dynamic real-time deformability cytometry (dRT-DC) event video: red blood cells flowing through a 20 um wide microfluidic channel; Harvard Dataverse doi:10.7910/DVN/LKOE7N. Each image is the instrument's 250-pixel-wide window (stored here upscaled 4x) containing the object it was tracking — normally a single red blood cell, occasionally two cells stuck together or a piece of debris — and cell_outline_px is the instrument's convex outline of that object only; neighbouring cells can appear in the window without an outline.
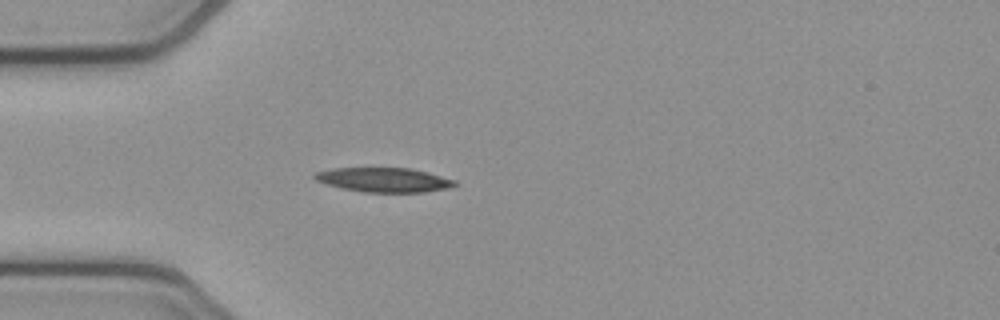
{"species": "common noctule bat (a hibernating species)", "species_latin": "Nyctalus noctula", "temperature_condition": "cold", "stored_images_in_passage": 44, "camera_frame_rate_fps": 3000, "um_per_image_px": 0.085, "animal": {"sex": "female", "body_mass_g": 21.9}, "frame": {"image": 1, "passage_image": 6, "time_ms": 1.667, "image_size_px": [1000, 320], "cell_outline_px": [[460, 184], [448, 188], [424, 192], [364, 192], [340, 188], [316, 180], [312, 176], [316, 172], [332, 168], [412, 168], [428, 172], [456, 180]], "centroid_in_image_um": [32.67, 15.28], "position_along_channel_um": 52.3, "area_um2": 20.0}}
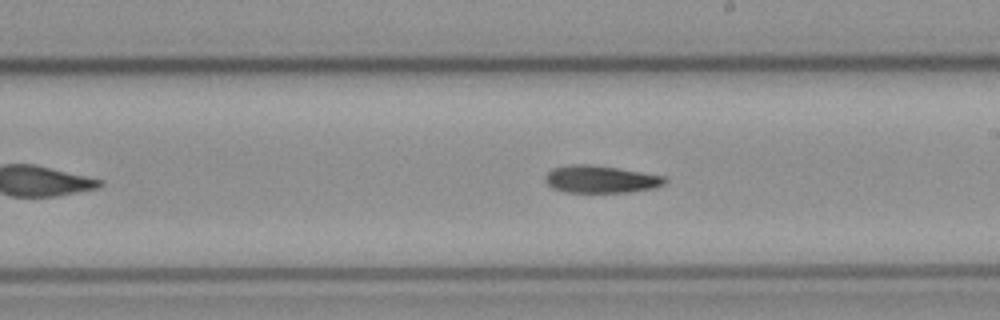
{"frame": {"image": 2, "passage_image": 21, "time_ms": 6.667, "image_size_px": [1000, 320], "cell_outline_px": [[668, 180], [664, 184], [656, 188], [632, 192], [564, 192], [552, 188], [544, 180], [544, 176], [552, 168], [568, 164], [588, 164], [616, 168], [668, 176]], "centroid_in_image_um": [51.08, 15.24], "position_along_channel_um": 237.9, "area_um2": 19.36}}
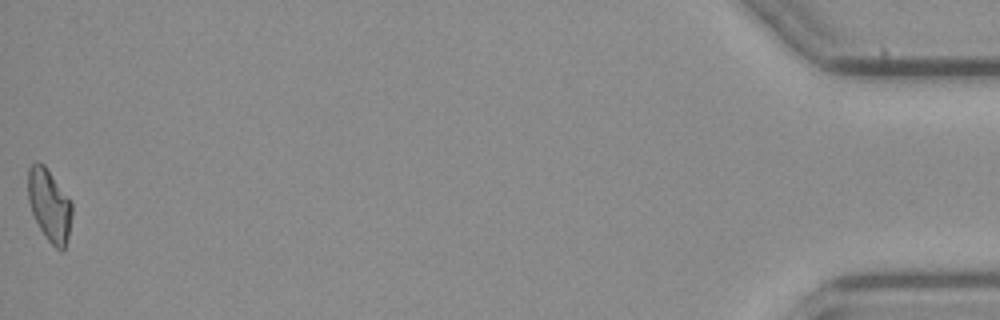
{"frame": {"image": 3, "passage_image": 44, "time_ms": 14.333, "image_size_px": [1000, 320], "cell_outline_px": [[72, 216], [68, 236], [64, 248], [60, 252], [44, 236], [32, 212], [28, 200], [28, 168], [32, 164], [44, 164], [72, 204]], "centroid_in_image_um": [4.19, 17.47], "position_along_channel_um": 431.0, "area_um2": 18.09}}